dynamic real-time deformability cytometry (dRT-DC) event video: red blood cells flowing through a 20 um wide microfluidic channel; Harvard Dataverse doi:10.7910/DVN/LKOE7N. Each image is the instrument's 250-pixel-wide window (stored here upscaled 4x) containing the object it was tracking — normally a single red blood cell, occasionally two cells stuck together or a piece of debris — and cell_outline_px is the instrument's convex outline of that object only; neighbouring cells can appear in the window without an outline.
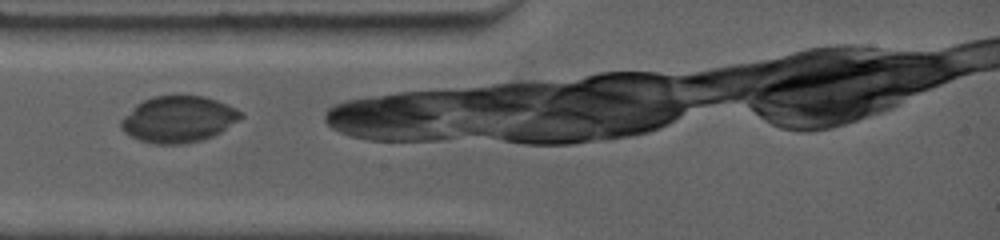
{"species": "common noctule bat (a hibernating species)", "species_latin": "Nyctalus noctula", "temperature_condition": "warm", "stored_images_in_passage": 3, "camera_frame_rate_fps": 4500, "um_per_image_px": 0.085, "animal": {"sex": "female", "body_mass_g": 19.0, "forearm_length_mm": 53.3}, "frame": {"image": 1, "passage_image": 1, "time_ms": 0.0, "image_size_px": [1000, 240], "cell_outline_px": [[244, 116], [240, 120], [220, 132], [212, 136], [200, 140], [184, 144], [156, 144], [140, 140], [124, 132], [120, 128], [120, 120], [136, 104], [152, 96], [204, 96], [216, 100], [236, 108]], "centroid_in_image_um": [15.16, 10.14], "position_along_channel_um": 69.8, "area_um2": 32.19}}